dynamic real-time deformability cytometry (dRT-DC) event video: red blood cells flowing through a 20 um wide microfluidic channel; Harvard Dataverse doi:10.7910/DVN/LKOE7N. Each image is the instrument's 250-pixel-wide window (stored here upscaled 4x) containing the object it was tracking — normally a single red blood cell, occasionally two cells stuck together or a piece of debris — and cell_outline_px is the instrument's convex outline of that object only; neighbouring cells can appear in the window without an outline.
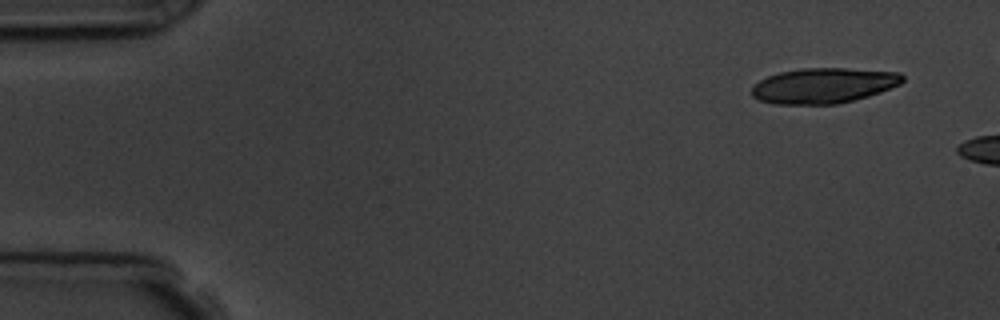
{"species": "common noctule bat (a hibernating species)", "species_latin": "Nyctalus noctula", "temperature_condition": "room temperature", "stored_images_in_passage": 3, "camera_frame_rate_fps": 3000, "um_per_image_px": 0.085, "animal": {"sex": "male", "body_mass_g": 19.5, "forearm_length_mm": 54.6}, "frame": {"image": 1, "passage_image": 1, "time_ms": 0.0, "image_size_px": [1000, 320], "cell_outline_px": [[904, 80], [900, 84], [880, 92], [868, 96], [836, 104], [772, 104], [760, 100], [752, 96], [752, 88], [760, 80], [768, 76], [780, 72], [804, 68], [844, 68], [900, 72], [904, 76]], "centroid_in_image_um": [70.01, 7.27], "position_along_channel_um": 15.0, "area_um2": 30.92}}